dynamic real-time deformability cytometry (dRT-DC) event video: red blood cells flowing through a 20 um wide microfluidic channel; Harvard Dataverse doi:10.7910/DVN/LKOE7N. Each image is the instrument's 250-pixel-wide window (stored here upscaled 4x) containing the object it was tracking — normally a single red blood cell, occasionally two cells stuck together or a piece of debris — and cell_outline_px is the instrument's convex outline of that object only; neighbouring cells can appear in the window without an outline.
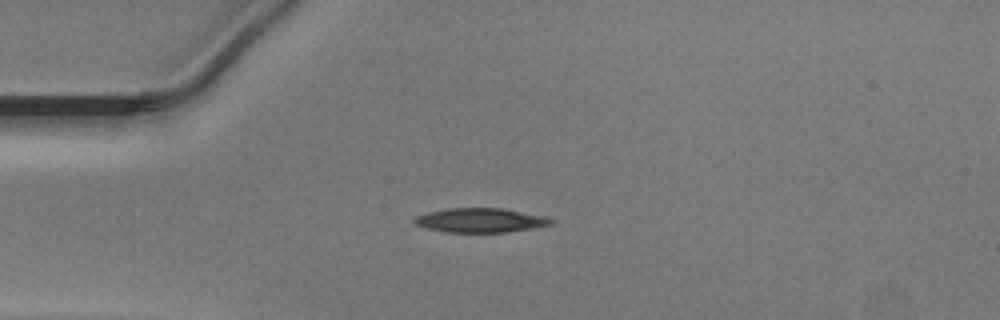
{"species": "Egyptian fruit bat (a non-hibernating species)", "species_latin": "Rousettus aegyptiacus", "temperature_condition": "warm", "stored_images_in_passage": 38, "camera_frame_rate_fps": 3000, "um_per_image_px": 0.085, "animal": {"sex": "male"}, "frame": {"image": 1, "passage_image": 1, "time_ms": 0.0, "image_size_px": [1000, 320], "cell_outline_px": [[556, 220], [552, 224], [536, 228], [508, 232], [448, 232], [424, 228], [416, 224], [412, 220], [416, 216], [428, 212], [448, 208], [504, 208], [548, 216]], "centroid_in_image_um": [40.91, 18.72], "position_along_channel_um": 44.1, "area_um2": 19.65}}
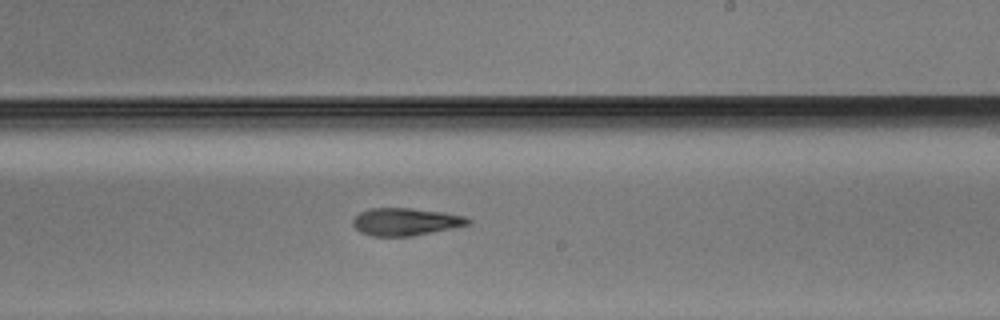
{"frame": {"image": 2, "passage_image": 18, "time_ms": 5.667, "image_size_px": [1000, 320], "cell_outline_px": [[472, 220], [468, 224], [452, 228], [412, 236], [372, 236], [360, 232], [352, 224], [352, 220], [360, 212], [368, 208], [412, 208], [444, 212], [464, 216]], "centroid_in_image_um": [34.45, 18.84], "position_along_channel_um": 254.6, "area_um2": 18.44}}
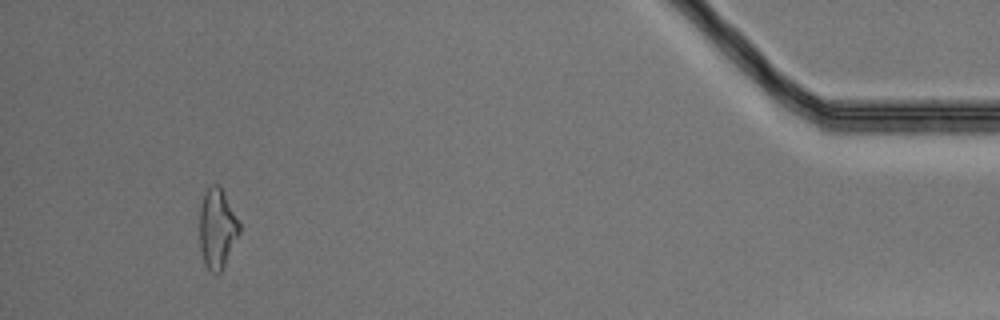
{"frame": {"image": 3, "passage_image": 35, "time_ms": 11.333, "image_size_px": [1000, 320], "cell_outline_px": [[240, 232], [224, 268], [216, 276], [204, 264], [200, 252], [200, 204], [204, 188], [212, 184], [220, 184], [240, 220]], "centroid_in_image_um": [18.47, 19.39], "position_along_channel_um": 416.7, "area_um2": 19.25}}